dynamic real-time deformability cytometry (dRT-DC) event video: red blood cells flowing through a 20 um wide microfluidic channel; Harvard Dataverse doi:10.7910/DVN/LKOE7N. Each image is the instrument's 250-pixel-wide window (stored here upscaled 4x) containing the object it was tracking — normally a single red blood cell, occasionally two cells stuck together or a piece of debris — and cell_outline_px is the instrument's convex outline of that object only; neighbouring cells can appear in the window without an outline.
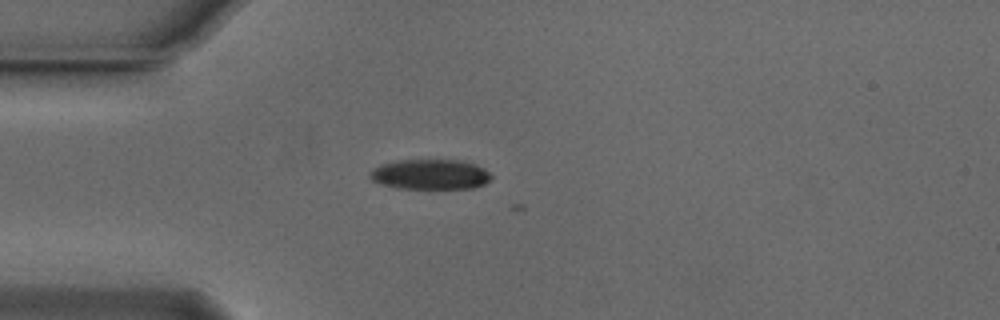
{"species": "Egyptian fruit bat (a non-hibernating species)", "species_latin": "Rousettus aegyptiacus", "temperature_condition": "cold", "stored_images_in_passage": 6, "camera_frame_rate_fps": 3000, "um_per_image_px": 0.085, "animal": {"sex": "male"}, "frame": {"image": 1, "passage_image": 4, "time_ms": 1.0, "image_size_px": [1000, 320], "cell_outline_px": [[492, 180], [484, 184], [472, 188], [396, 188], [380, 184], [372, 180], [368, 176], [368, 172], [372, 168], [380, 164], [400, 160], [460, 160], [476, 164], [484, 168], [492, 176]], "centroid_in_image_um": [36.55, 14.82], "position_along_channel_um": 48.5, "area_um2": 21.5}}